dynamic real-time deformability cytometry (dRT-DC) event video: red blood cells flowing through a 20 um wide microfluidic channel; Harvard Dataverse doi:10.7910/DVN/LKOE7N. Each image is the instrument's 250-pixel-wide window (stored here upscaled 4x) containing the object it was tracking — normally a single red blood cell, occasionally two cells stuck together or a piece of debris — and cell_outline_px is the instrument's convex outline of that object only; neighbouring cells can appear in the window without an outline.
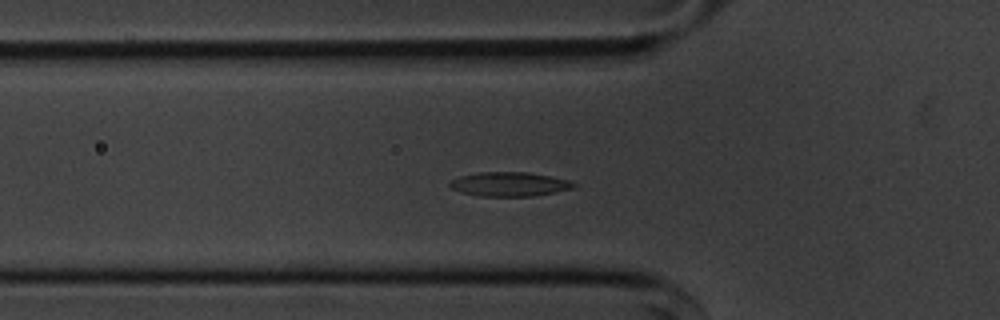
{"species": "common noctule bat (a hibernating species)", "species_latin": "Nyctalus noctula", "temperature_condition": "cold", "stored_images_in_passage": 43, "camera_frame_rate_fps": 3000, "um_per_image_px": 0.085, "animal": {"sex": "male", "body_mass_g": 20.1, "forearm_length_mm": 53.5}, "frame": {"image": 1, "passage_image": 6, "time_ms": 1.667, "image_size_px": [1000, 320], "cell_outline_px": [[576, 188], [532, 196], [480, 196], [460, 192], [452, 188], [448, 184], [452, 180], [460, 176], [480, 172], [528, 172], [568, 180], [576, 184]], "centroid_in_image_um": [43.3, 15.65], "position_along_channel_um": 82.5, "area_um2": 17.34}}
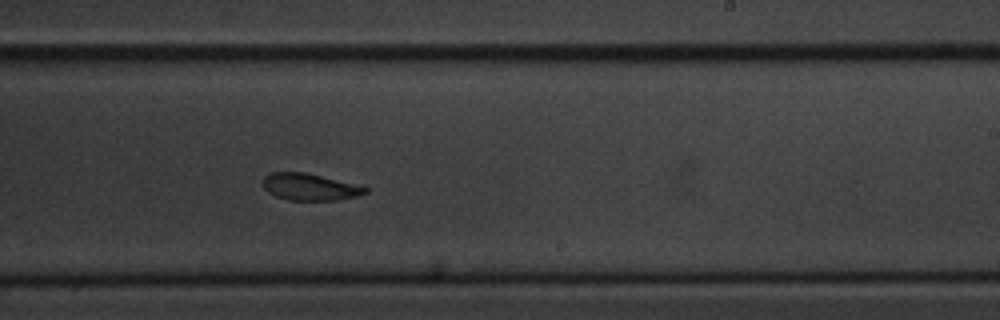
{"frame": {"image": 2, "passage_image": 21, "time_ms": 6.667, "image_size_px": [1000, 320], "cell_outline_px": [[368, 192], [356, 196], [336, 200], [288, 200], [276, 196], [268, 192], [264, 188], [264, 176], [268, 172], [304, 172], [368, 188]], "centroid_in_image_um": [26.27, 15.89], "position_along_channel_um": 262.7, "area_um2": 15.66}}
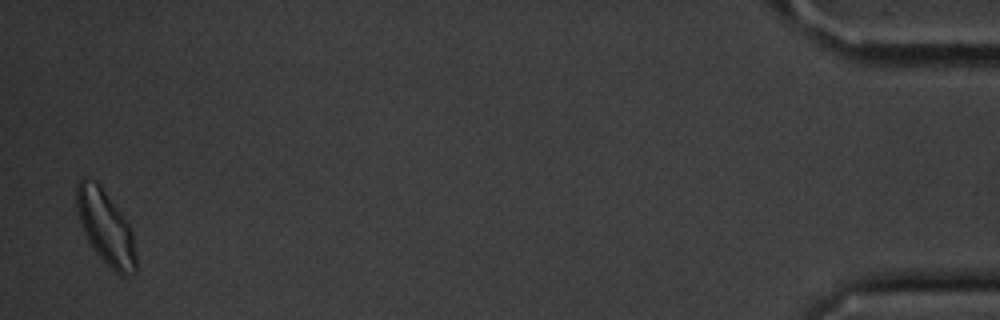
{"frame": {"image": 3, "passage_image": 42, "time_ms": 13.667, "image_size_px": [1000, 320], "cell_outline_px": [[136, 272], [124, 276], [120, 276], [96, 252], [88, 240], [84, 232], [76, 208], [76, 180], [84, 176], [88, 176], [96, 180], [100, 184], [120, 212], [128, 224], [132, 232], [136, 256]], "centroid_in_image_um": [8.96, 19.26], "position_along_channel_um": 426.2, "area_um2": 25.49}, "authors_computed_cell_mechanics": {"area_um2": 17.34, "velocity_mm_per_s": 3.5956, "shape_relaxation_time_tau1_ms": 3.6673, "shape_relaxation_time_tau2_ms": 3.0831, "deformation_change_tau1": 0.1011, "deformation_change_tau2": 0.0785}}